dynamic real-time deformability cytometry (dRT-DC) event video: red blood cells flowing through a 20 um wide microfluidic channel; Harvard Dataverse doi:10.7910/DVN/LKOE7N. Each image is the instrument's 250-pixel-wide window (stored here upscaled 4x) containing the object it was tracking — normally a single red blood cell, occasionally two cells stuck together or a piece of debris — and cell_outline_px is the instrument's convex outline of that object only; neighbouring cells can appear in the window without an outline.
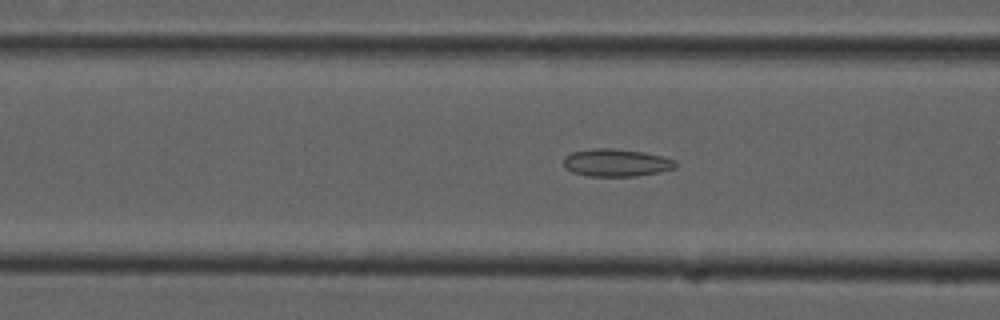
{"species": "common noctule bat (a hibernating species)", "species_latin": "Nyctalus noctula", "temperature_condition": "cold", "stored_images_in_passage": 27, "camera_frame_rate_fps": 3000, "um_per_image_px": 0.085, "animal": {"sex": "male", "forearm_length_mm": 52.5}, "frame": {"image": 1, "passage_image": 15, "time_ms": 4.667, "image_size_px": [1000, 320], "cell_outline_px": [[676, 168], [660, 172], [636, 176], [588, 176], [572, 172], [564, 164], [564, 156], [572, 152], [592, 148], [608, 148], [644, 152], [664, 156], [676, 160]], "centroid_in_image_um": [52.41, 13.83], "position_along_channel_um": 114.2, "area_um2": 18.03}}
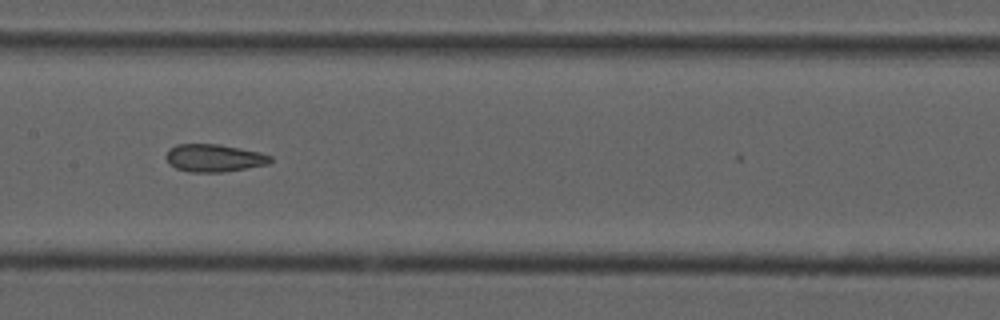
{"frame": {"image": 2, "passage_image": 21, "time_ms": 6.667, "image_size_px": [1000, 320], "cell_outline_px": [[272, 160], [268, 164], [220, 172], [188, 172], [176, 168], [168, 164], [164, 156], [168, 148], [176, 144], [220, 144], [260, 152], [272, 156]], "centroid_in_image_um": [18.13, 13.42], "position_along_channel_um": 189.3, "area_um2": 16.94}}
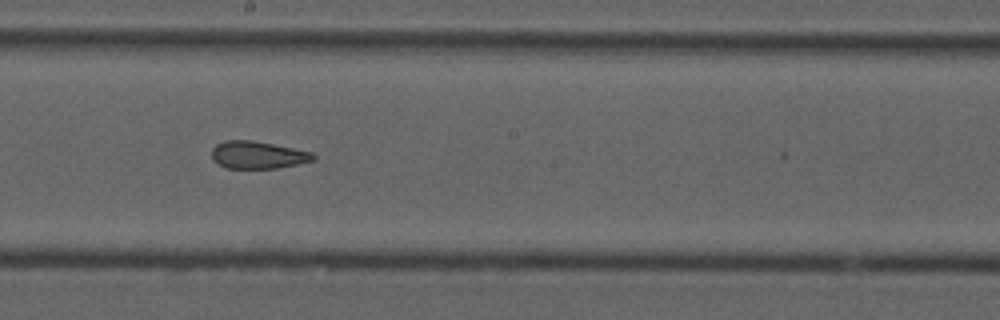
{"frame": {"image": 3, "passage_image": 24, "time_ms": 7.667, "image_size_px": [1000, 320], "cell_outline_px": [[316, 160], [276, 168], [228, 168], [212, 160], [212, 148], [216, 144], [224, 140], [252, 140], [312, 152], [316, 156]], "centroid_in_image_um": [21.9, 13.16], "position_along_channel_um": 226.3, "area_um2": 16.13}}